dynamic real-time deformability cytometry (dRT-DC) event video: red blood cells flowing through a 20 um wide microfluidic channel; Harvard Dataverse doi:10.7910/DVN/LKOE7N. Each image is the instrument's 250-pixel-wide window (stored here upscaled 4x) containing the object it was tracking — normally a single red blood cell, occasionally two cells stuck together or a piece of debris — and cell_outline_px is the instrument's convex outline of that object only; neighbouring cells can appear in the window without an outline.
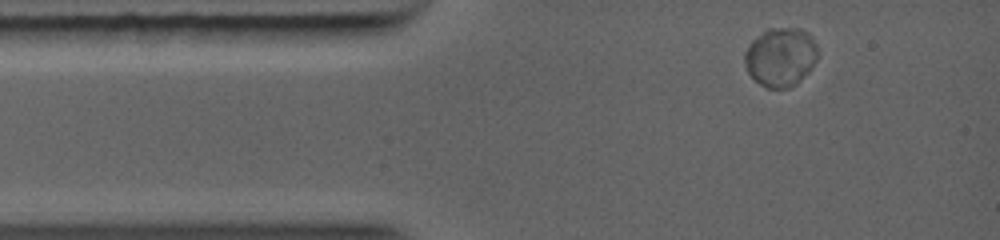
{"species": "common noctule bat (a hibernating species)", "species_latin": "Nyctalus noctula", "temperature_condition": "warm", "stored_images_in_passage": 6, "camera_frame_rate_fps": 5000, "um_per_image_px": 0.085, "animal": {"sex": "female", "body_mass_g": 19.0, "forearm_length_mm": 56.7}, "frame": {"image": 1, "passage_image": 1, "time_ms": 0.0, "image_size_px": [1000, 240], "cell_outline_px": [[816, 60], [808, 72], [796, 84], [788, 88], [768, 88], [760, 84], [748, 72], [744, 64], [744, 52], [752, 40], [764, 28], [800, 28], [808, 32], [816, 44]], "centroid_in_image_um": [66.32, 4.82], "position_along_channel_um": 18.7, "area_um2": 25.14}}
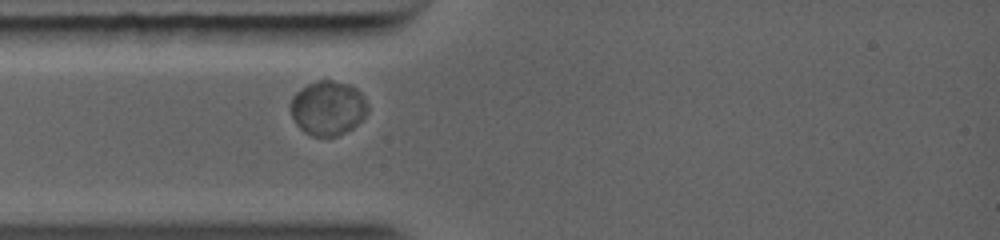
{"frame": {"image": 2, "passage_image": 3, "time_ms": 1.6, "image_size_px": [1000, 240], "cell_outline_px": [[364, 116], [352, 128], [332, 136], [316, 136], [308, 132], [296, 124], [292, 116], [292, 96], [300, 88], [308, 84], [320, 80], [332, 80], [352, 84], [364, 96]], "centroid_in_image_um": [27.85, 9.13], "position_along_channel_um": 57.2, "area_um2": 23.7}}
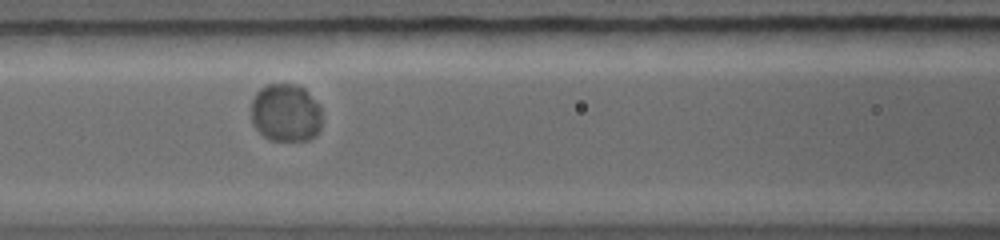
{"frame": {"image": 3, "passage_image": 5, "time_ms": 3.4, "image_size_px": [1000, 240], "cell_outline_px": [[320, 124], [316, 132], [308, 136], [292, 140], [276, 140], [260, 132], [256, 128], [252, 120], [252, 100], [256, 92], [260, 88], [268, 84], [292, 84], [304, 88], [320, 108]], "centroid_in_image_um": [24.23, 9.53], "position_along_channel_um": 142.4, "area_um2": 22.95}}